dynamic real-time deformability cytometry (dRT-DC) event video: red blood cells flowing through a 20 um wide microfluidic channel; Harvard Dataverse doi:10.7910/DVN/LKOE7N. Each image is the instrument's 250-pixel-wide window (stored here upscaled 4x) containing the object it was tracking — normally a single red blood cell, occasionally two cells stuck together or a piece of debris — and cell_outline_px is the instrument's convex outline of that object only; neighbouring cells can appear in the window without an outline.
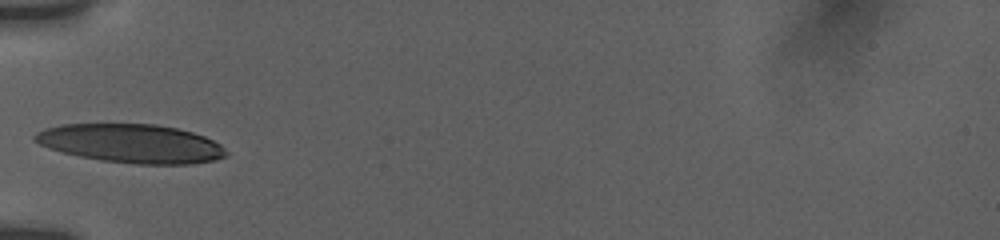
{"species": "human", "species_latin": "Homo sapiens", "temperature_condition": "room temperature", "stored_images_in_passage": 2, "camera_frame_rate_fps": 3000, "um_per_image_px": 0.085, "donor": {"sex": "female"}, "frame": {"image": 1, "passage_image": 1, "time_ms": 0.0, "image_size_px": [1000, 240], "cell_outline_px": [[228, 156], [216, 160], [188, 164], [136, 164], [100, 160], [80, 156], [48, 148], [32, 140], [32, 136], [36, 132], [44, 128], [60, 124], [156, 124], [176, 128], [192, 132], [204, 136], [220, 144], [228, 152]], "centroid_in_image_um": [11.15, 12.19], "position_along_channel_um": 73.9, "area_um2": 43.29}}